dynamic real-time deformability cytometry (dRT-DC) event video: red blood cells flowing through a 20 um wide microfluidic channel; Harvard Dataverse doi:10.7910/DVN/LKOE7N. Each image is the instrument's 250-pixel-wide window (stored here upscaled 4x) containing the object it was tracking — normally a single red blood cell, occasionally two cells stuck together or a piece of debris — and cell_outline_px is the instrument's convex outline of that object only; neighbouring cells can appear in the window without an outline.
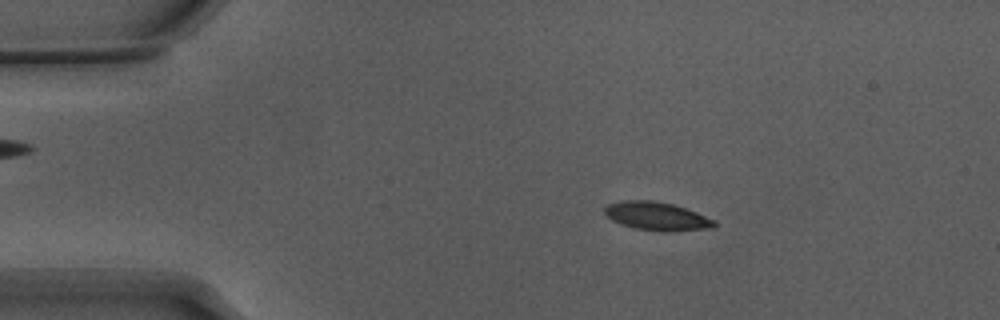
{"species": "Egyptian fruit bat (a non-hibernating species)", "species_latin": "Rousettus aegyptiacus", "temperature_condition": "warm", "stored_images_in_passage": 54, "camera_frame_rate_fps": 3000, "um_per_image_px": 0.085, "animal": {"sex": "male"}, "frame": {"image": 1, "passage_image": 10, "time_ms": 3.0, "image_size_px": [1000, 320], "cell_outline_px": [[716, 224], [712, 228], [672, 232], [660, 232], [636, 228], [612, 220], [604, 212], [604, 208], [608, 204], [624, 200], [652, 200], [672, 204], [696, 212], [716, 220]], "centroid_in_image_um": [55.86, 18.38], "position_along_channel_um": 29.1, "area_um2": 18.09}}
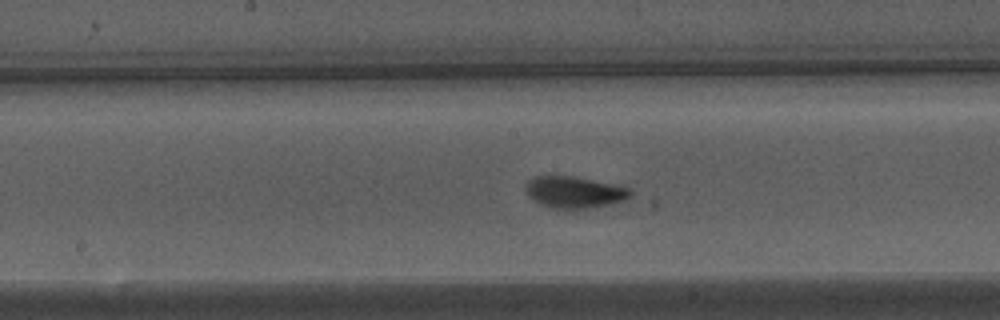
{"frame": {"image": 2, "passage_image": 28, "time_ms": 9.0, "image_size_px": [1000, 320], "cell_outline_px": [[632, 196], [624, 200], [608, 204], [572, 212], [564, 212], [548, 208], [532, 200], [528, 196], [524, 188], [528, 180], [532, 176], [572, 176], [628, 188], [632, 192]], "centroid_in_image_um": [48.73, 16.39], "position_along_channel_um": 199.5, "area_um2": 19.83}}
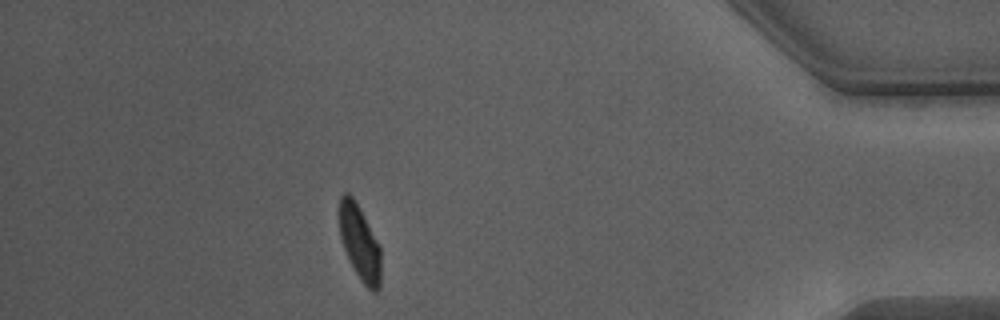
{"frame": {"image": 3, "passage_image": 48, "time_ms": 15.667, "image_size_px": [1000, 320], "cell_outline_px": [[380, 288], [376, 292], [372, 292], [360, 280], [344, 248], [340, 236], [336, 212], [340, 196], [344, 192], [348, 192], [352, 196], [360, 208], [380, 244]], "centroid_in_image_um": [30.54, 20.55], "position_along_channel_um": 404.7, "area_um2": 18.61}, "authors_computed_cell_mechanics": {"area_um2": 18.3804, "velocity_mm_per_s": 3.8174, "shape_relaxation_time_tau1_ms": 2.9029, "shape_relaxation_time_tau2_ms": 1.0536, "deformation_change_tau1": 0.1566, "deformation_change_tau2": 0.071}}